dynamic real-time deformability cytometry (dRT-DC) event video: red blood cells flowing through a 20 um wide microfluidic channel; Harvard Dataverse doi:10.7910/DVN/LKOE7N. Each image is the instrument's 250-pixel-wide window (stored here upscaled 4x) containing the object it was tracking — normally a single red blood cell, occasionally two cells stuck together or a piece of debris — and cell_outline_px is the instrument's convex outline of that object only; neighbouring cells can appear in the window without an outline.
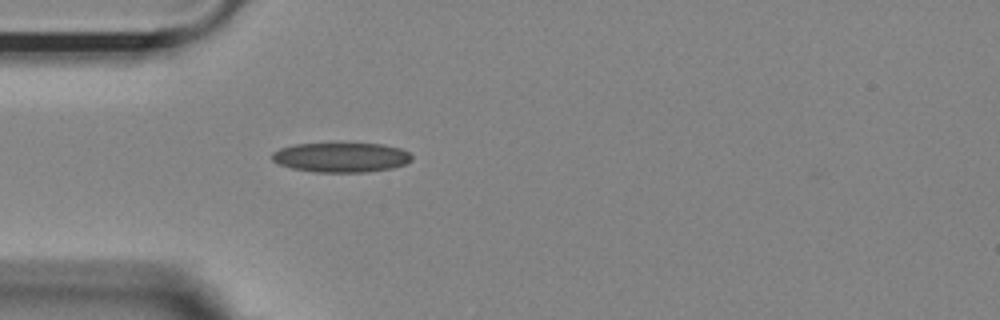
{"species": "Egyptian fruit bat (a non-hibernating species)", "species_latin": "Rousettus aegyptiacus", "temperature_condition": "room temperature", "stored_images_in_passage": 37, "camera_frame_rate_fps": 3000, "um_per_image_px": 0.085, "animal": {"sex": "female"}, "frame": {"image": 1, "passage_image": 1, "time_ms": 0.0, "image_size_px": [1000, 320], "cell_outline_px": [[412, 160], [404, 164], [392, 168], [364, 172], [316, 172], [292, 168], [280, 164], [272, 160], [272, 152], [280, 148], [292, 144], [380, 144], [400, 148], [408, 152], [412, 156]], "centroid_in_image_um": [28.98, 13.38], "position_along_channel_um": 56.0, "area_um2": 23.93}}
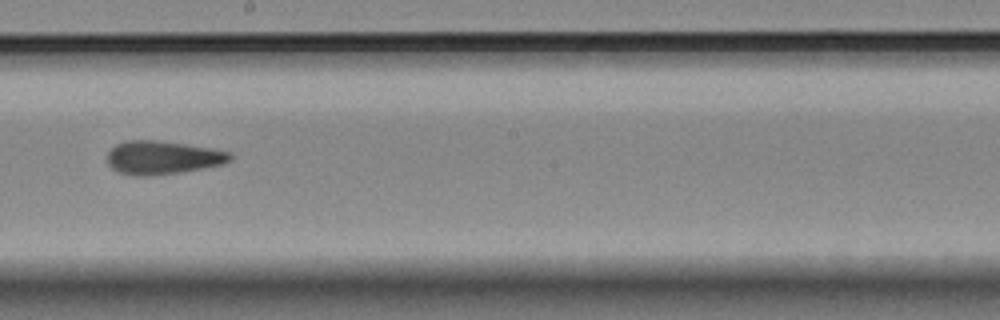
{"frame": {"image": 2, "passage_image": 16, "time_ms": 5.0, "image_size_px": [1000, 320], "cell_outline_px": [[232, 160], [224, 164], [204, 168], [180, 172], [144, 176], [136, 176], [120, 172], [112, 168], [108, 164], [108, 152], [116, 144], [128, 140], [156, 140], [216, 148], [232, 152]], "centroid_in_image_um": [13.88, 13.38], "position_along_channel_um": 234.3, "area_um2": 24.04}}
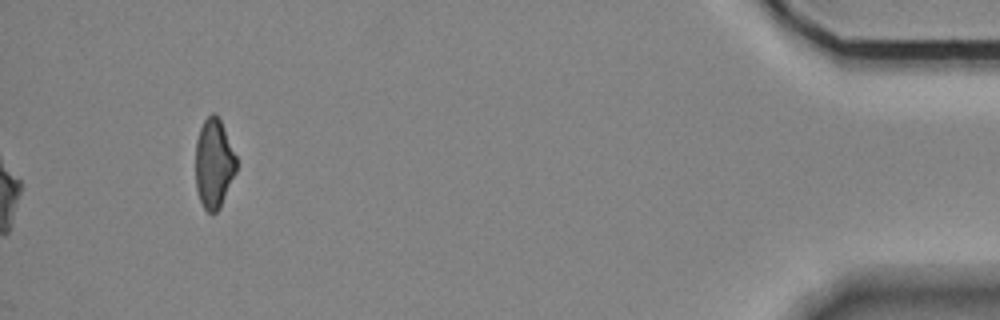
{"frame": {"image": 3, "passage_image": 37, "time_ms": 12.0, "image_size_px": [1000, 320], "cell_outline_px": [[236, 172], [220, 208], [216, 212], [208, 212], [204, 208], [200, 200], [196, 188], [196, 140], [200, 128], [204, 120], [212, 112], [216, 112], [220, 120], [236, 156]], "centroid_in_image_um": [18.17, 13.89], "position_along_channel_um": 417.0, "area_um2": 21.15}, "authors_computed_cell_mechanics": {"area_um2": 23.5246, "velocity_mm_per_s": 3.6259, "shape_relaxation_time_tau1_ms": null, "shape_relaxation_time_tau2_ms": 3.6103, "deformation_change_tau1": null, "deformation_change_tau2": 0.1115}}